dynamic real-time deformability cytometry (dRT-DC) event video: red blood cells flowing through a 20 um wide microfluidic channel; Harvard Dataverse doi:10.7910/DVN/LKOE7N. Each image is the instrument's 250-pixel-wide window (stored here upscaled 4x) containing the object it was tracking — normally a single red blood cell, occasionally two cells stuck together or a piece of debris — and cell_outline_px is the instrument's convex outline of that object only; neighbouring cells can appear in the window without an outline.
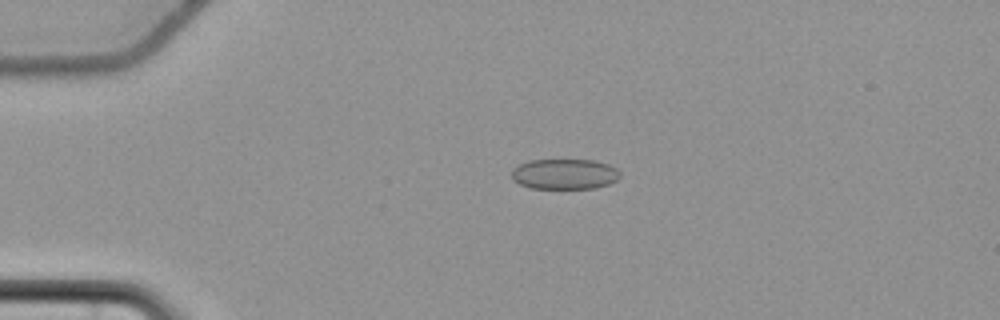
{"species": "common noctule bat (a hibernating species)", "species_latin": "Nyctalus noctula", "temperature_condition": "cold", "stored_images_in_passage": 58, "camera_frame_rate_fps": 3000, "um_per_image_px": 0.085, "animal": {"sex": "female", "body_mass_g": 22.7, "forearm_length_mm": 54.2}, "frame": {"image": 1, "passage_image": 15, "time_ms": 4.667, "image_size_px": [1000, 320], "cell_outline_px": [[620, 176], [616, 180], [608, 184], [596, 188], [528, 188], [512, 180], [512, 168], [528, 160], [596, 160], [608, 164], [616, 168], [620, 172]], "centroid_in_image_um": [47.98, 14.79], "position_along_channel_um": 37.0, "area_um2": 19.31}}
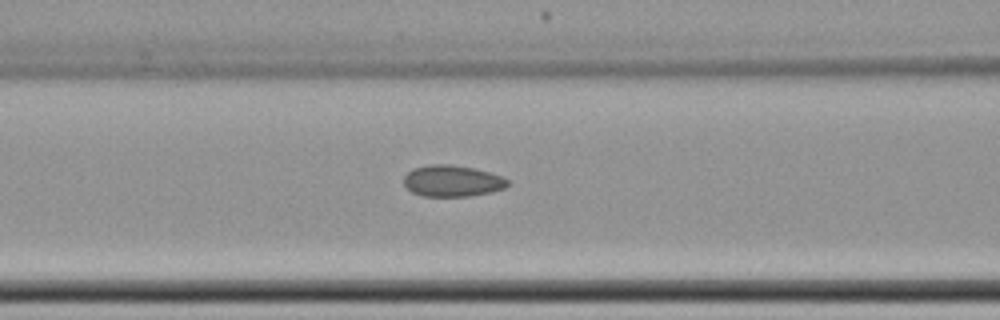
{"frame": {"image": 2, "passage_image": 26, "time_ms": 8.333, "image_size_px": [1000, 320], "cell_outline_px": [[508, 184], [504, 188], [492, 192], [468, 196], [420, 196], [412, 192], [404, 184], [404, 176], [412, 168], [428, 164], [452, 164], [476, 168], [500, 176], [508, 180]], "centroid_in_image_um": [38.41, 15.37], "position_along_channel_um": 128.2, "area_um2": 19.07}}
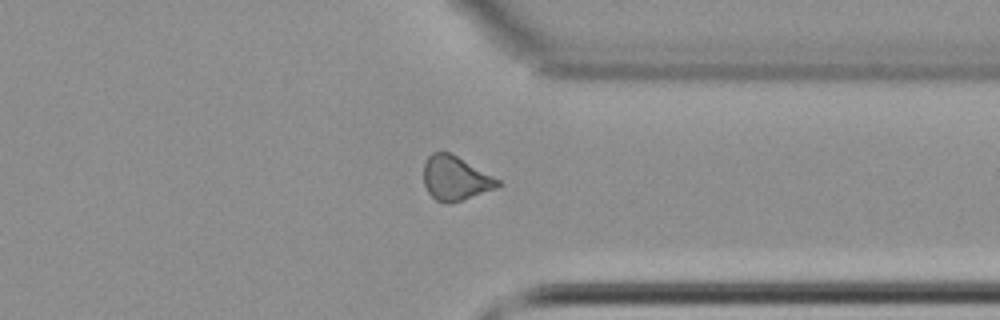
{"frame": {"image": 3, "passage_image": 46, "time_ms": 15.0, "image_size_px": [1000, 320], "cell_outline_px": [[504, 184], [496, 188], [452, 204], [448, 204], [436, 200], [428, 192], [424, 184], [424, 164], [428, 156], [432, 152], [448, 152], [456, 156], [500, 180]], "centroid_in_image_um": [38.7, 15.17], "position_along_channel_um": 372.7, "area_um2": 19.02}, "authors_computed_cell_mechanics": {"area_um2": 19.2763, "velocity_mm_per_s": 3.6823, "shape_relaxation_time_tau1_ms": null, "shape_relaxation_time_tau2_ms": 3.0555, "deformation_change_tau1": null, "deformation_change_tau2": 0.0745}}